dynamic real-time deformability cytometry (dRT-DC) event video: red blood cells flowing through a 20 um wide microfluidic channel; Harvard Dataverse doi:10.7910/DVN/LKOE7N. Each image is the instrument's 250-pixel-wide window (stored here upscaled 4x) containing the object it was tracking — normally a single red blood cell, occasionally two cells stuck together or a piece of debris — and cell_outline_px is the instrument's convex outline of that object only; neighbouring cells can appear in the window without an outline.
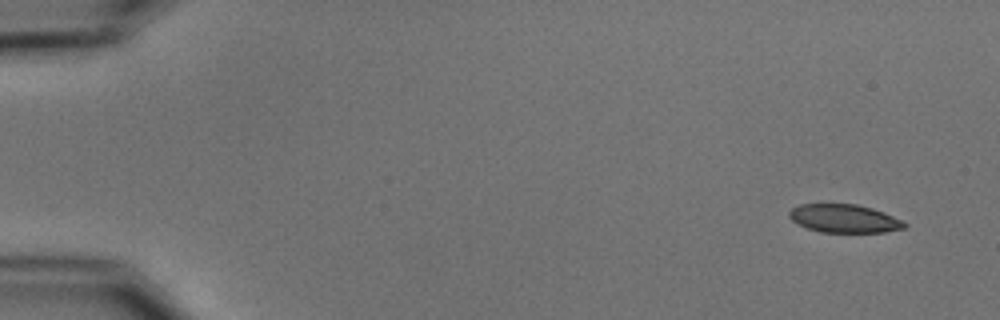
{"species": "common noctule bat (a hibernating species)", "species_latin": "Nyctalus noctula", "temperature_condition": "cold", "stored_images_in_passage": 3, "camera_frame_rate_fps": 3000, "um_per_image_px": 0.085, "animal": {"sex": "male", "body_mass_g": 15.6}, "frame": {"image": 1, "passage_image": 1, "time_ms": 0.0, "image_size_px": [1000, 320], "cell_outline_px": [[908, 224], [904, 228], [884, 232], [820, 232], [808, 228], [792, 220], [788, 216], [788, 212], [792, 208], [800, 204], [856, 204], [872, 208], [884, 212]], "centroid_in_image_um": [71.75, 18.57], "position_along_channel_um": 13.3, "area_um2": 18.84}}